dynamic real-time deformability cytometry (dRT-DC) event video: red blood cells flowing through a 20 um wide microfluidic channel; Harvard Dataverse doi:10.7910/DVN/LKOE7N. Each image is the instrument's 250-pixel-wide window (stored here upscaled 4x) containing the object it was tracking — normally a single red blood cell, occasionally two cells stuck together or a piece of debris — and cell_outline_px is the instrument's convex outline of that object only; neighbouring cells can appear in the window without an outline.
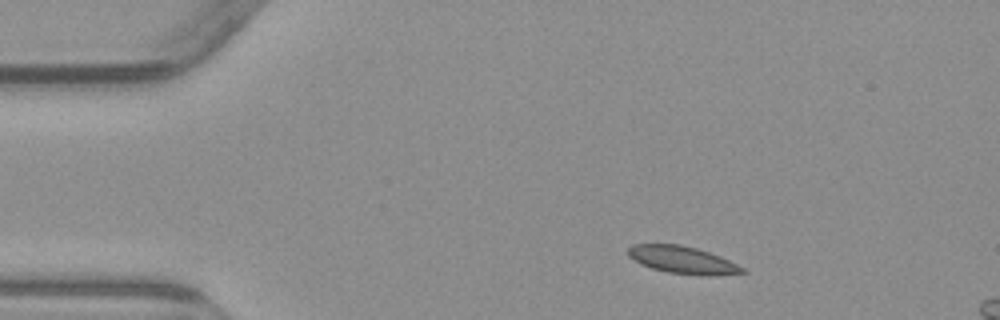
{"species": "common noctule bat (a hibernating species)", "species_latin": "Nyctalus noctula", "temperature_condition": "warm", "stored_images_in_passage": 3, "camera_frame_rate_fps": 3000, "um_per_image_px": 0.085, "animal": {"sex": "male", "body_mass_g": 23.1, "forearm_length_mm": 52.7}, "frame": {"image": 1, "passage_image": 1, "time_ms": 0.0, "image_size_px": [1000, 320], "cell_outline_px": [[748, 272], [708, 276], [700, 276], [668, 272], [652, 268], [640, 264], [628, 256], [628, 248], [632, 244], [680, 244], [696, 248], [720, 256], [744, 268]], "centroid_in_image_um": [58.0, 22.09], "position_along_channel_um": 27.0, "area_um2": 18.21}}